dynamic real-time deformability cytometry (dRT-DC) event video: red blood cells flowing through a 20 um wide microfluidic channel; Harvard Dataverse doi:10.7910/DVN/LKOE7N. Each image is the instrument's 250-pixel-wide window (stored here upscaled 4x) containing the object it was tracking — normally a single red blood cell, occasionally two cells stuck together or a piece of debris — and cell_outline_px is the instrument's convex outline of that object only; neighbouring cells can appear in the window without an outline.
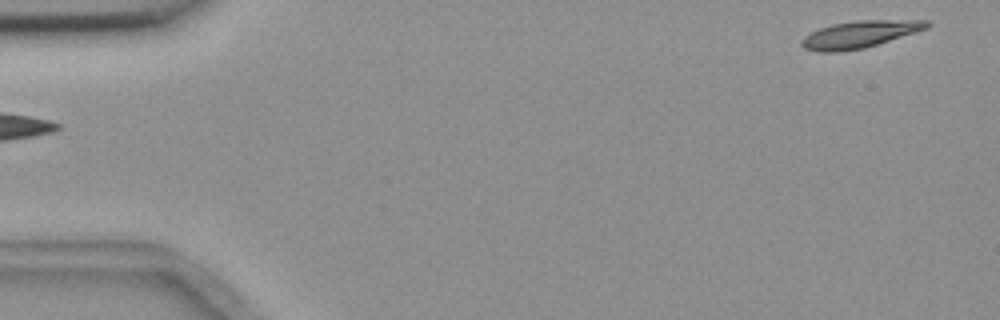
{"species": "common noctule bat (a hibernating species)", "species_latin": "Nyctalus noctula", "temperature_condition": "room temperature", "stored_images_in_passage": 5, "camera_frame_rate_fps": 3000, "um_per_image_px": 0.085, "animal": {"sex": "female", "body_mass_g": 18.4}, "frame": {"image": 1, "passage_image": 1, "time_ms": 0.0, "image_size_px": [1000, 320], "cell_outline_px": [[932, 24], [928, 28], [916, 32], [864, 48], [836, 52], [816, 52], [804, 48], [800, 44], [800, 40], [804, 36], [820, 28], [832, 24], [852, 20], [928, 20]], "centroid_in_image_um": [73.06, 2.91], "position_along_channel_um": 11.9, "area_um2": 19.83}}
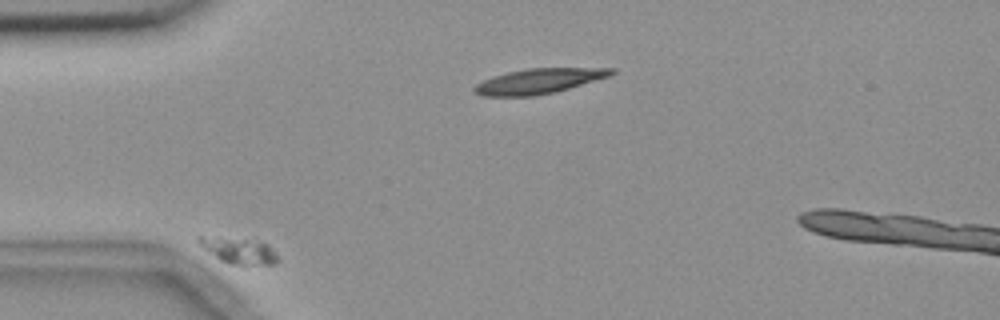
{"frame": {"image": 2, "passage_image": 4, "time_ms": 3.333, "image_size_px": [1000, 320], "cell_outline_px": [[280, 260], [276, 264], [244, 268], [228, 264], [220, 260], [204, 248], [196, 240], [196, 236], [204, 236], [256, 240], [268, 244], [276, 252]], "centroid_in_image_um": [20.38, 21.36], "position_along_channel_um": 64.6, "area_um2": 12.66}}